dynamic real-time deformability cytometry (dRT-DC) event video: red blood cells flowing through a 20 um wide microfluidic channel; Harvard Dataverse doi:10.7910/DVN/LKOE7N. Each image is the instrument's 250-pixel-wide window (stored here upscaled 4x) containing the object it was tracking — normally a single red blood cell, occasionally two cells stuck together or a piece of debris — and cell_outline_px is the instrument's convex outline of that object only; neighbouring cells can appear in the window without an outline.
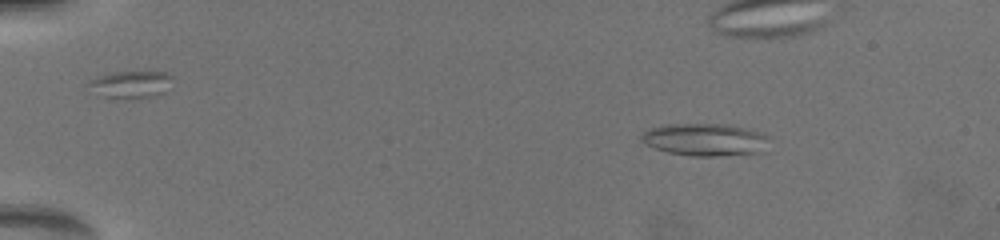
{"species": "common noctule bat (a hibernating species)", "species_latin": "Nyctalus noctula", "temperature_condition": "warm", "stored_images_in_passage": 11, "camera_frame_rate_fps": 3000, "um_per_image_px": 0.085, "animal": {"sex": "female", "body_mass_g": 19.5, "forearm_length_mm": 54.1}, "frame": {"image": 1, "passage_image": 4, "time_ms": 2.0, "image_size_px": [1000, 240], "cell_outline_px": [[764, 136], [760, 152], [716, 156], [688, 156], [668, 152], [656, 148], [648, 144], [640, 136], [648, 128], [660, 124], [728, 124], [764, 132]], "centroid_in_image_um": [59.84, 11.85], "position_along_channel_um": 25.2, "area_um2": 23.7}}
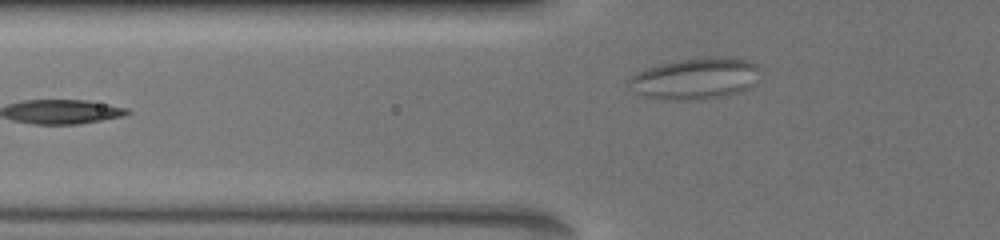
{"frame": {"image": 2, "passage_image": 11, "time_ms": 7.333, "image_size_px": [1000, 240], "cell_outline_px": [[756, 64], [744, 88], [712, 96], [688, 100], [652, 96], [644, 92], [632, 80], [640, 72], [664, 64], [680, 60], [704, 56], [728, 56], [748, 60]], "centroid_in_image_um": [59.15, 6.59], "position_along_channel_um": 66.7, "area_um2": 28.15}}